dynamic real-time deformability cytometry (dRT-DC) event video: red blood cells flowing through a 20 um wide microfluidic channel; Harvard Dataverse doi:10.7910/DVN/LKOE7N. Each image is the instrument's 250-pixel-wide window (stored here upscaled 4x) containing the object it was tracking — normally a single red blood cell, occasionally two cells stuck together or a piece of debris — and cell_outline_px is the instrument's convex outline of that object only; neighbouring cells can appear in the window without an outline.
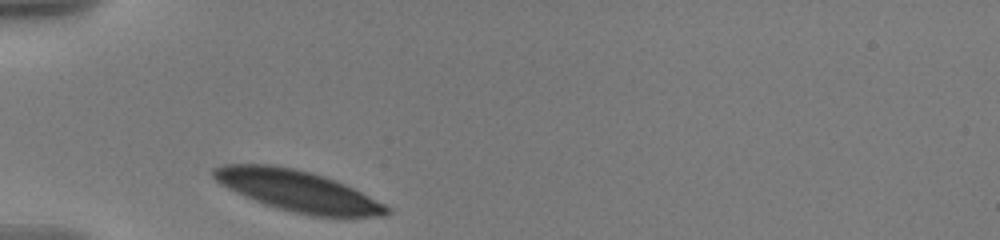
{"species": "human", "species_latin": "Homo sapiens", "temperature_condition": "warm", "stored_images_in_passage": 32, "camera_frame_rate_fps": 3000, "um_per_image_px": 0.085, "donor": {"sex": "male"}, "frame": {"image": 1, "passage_image": 1, "time_ms": 0.0, "image_size_px": [1000, 240], "cell_outline_px": [[388, 212], [384, 216], [312, 216], [276, 208], [264, 204], [244, 196], [220, 184], [212, 176], [212, 168], [224, 164], [272, 164], [312, 172], [336, 180], [384, 204], [388, 208]], "centroid_in_image_um": [25.23, 16.21], "position_along_channel_um": 59.8, "area_um2": 40.92}}
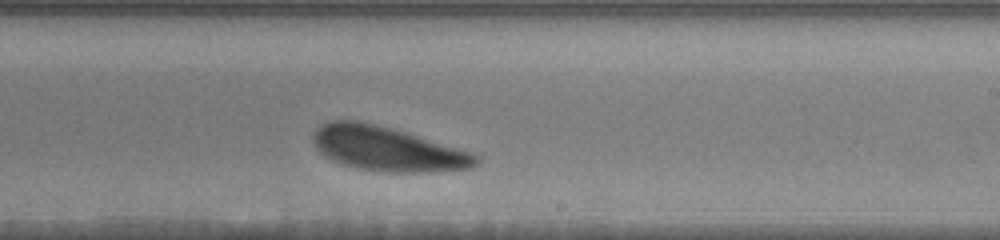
{"frame": {"image": 2, "passage_image": 19, "time_ms": 6.0, "image_size_px": [1000, 240], "cell_outline_px": [[480, 164], [472, 168], [432, 172], [384, 172], [356, 168], [332, 160], [324, 156], [316, 148], [312, 140], [312, 136], [316, 128], [320, 124], [328, 120], [356, 120], [376, 124], [392, 128], [472, 152], [480, 156]], "centroid_in_image_um": [32.93, 12.65], "position_along_channel_um": 256.1, "area_um2": 42.48}}
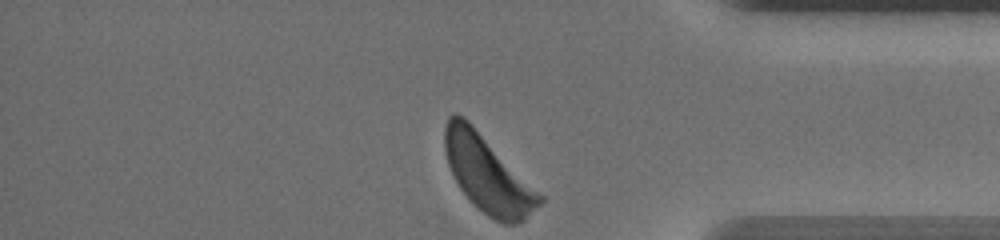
{"frame": {"image": 3, "passage_image": 32, "time_ms": 10.333, "image_size_px": [1000, 240], "cell_outline_px": [[544, 200], [524, 220], [516, 224], [504, 224], [488, 216], [460, 188], [448, 164], [444, 152], [444, 128], [448, 116], [456, 112], [464, 116], [544, 196]], "centroid_in_image_um": [41.45, 14.77], "position_along_channel_um": 393.8, "area_um2": 41.85}, "authors_computed_cell_mechanics": {"area_um2": 42.4252, "velocity_mm_per_s": 3.4619, "shape_relaxation_time_tau1_ms": 0.8466, "shape_relaxation_time_tau2_ms": null, "deformation_change_tau1": 0.0715, "deformation_change_tau2": null}}